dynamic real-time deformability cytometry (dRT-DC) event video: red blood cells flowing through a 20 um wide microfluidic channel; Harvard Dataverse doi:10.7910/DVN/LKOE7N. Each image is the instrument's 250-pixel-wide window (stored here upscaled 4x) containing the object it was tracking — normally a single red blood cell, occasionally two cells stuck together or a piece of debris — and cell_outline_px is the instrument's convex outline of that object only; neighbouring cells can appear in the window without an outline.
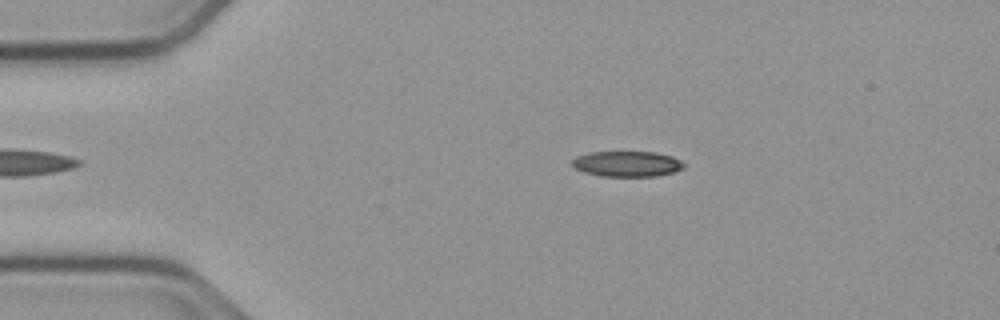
{"species": "common noctule bat (a hibernating species)", "species_latin": "Nyctalus noctula", "temperature_condition": "cold", "stored_images_in_passage": 48, "camera_frame_rate_fps": 3000, "um_per_image_px": 0.085, "animal": {"sex": "male", "body_mass_g": 23.1, "forearm_length_mm": 52.7}, "frame": {"image": 1, "passage_image": 11, "time_ms": 3.333, "image_size_px": [1000, 320], "cell_outline_px": [[684, 168], [672, 172], [656, 176], [604, 176], [584, 172], [576, 168], [572, 164], [572, 160], [576, 156], [588, 152], [656, 152], [672, 156], [680, 160], [684, 164]], "centroid_in_image_um": [53.3, 13.92], "position_along_channel_um": 31.7, "area_um2": 16.53}}
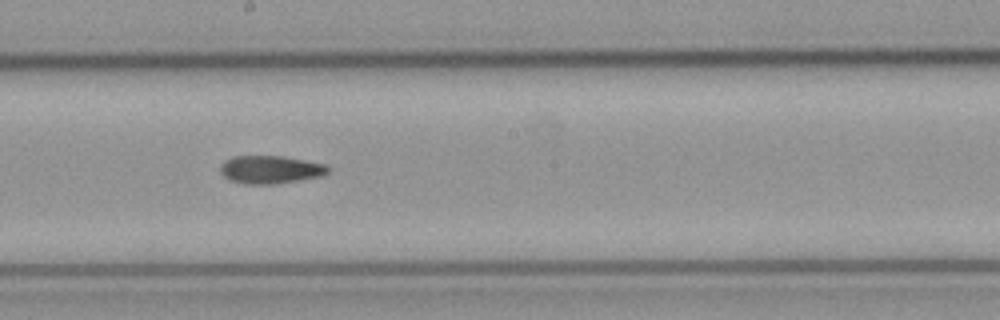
{"frame": {"image": 2, "passage_image": 30, "time_ms": 9.667, "image_size_px": [1000, 320], "cell_outline_px": [[328, 172], [320, 176], [276, 184], [244, 184], [228, 180], [220, 172], [220, 168], [224, 160], [232, 156], [280, 156], [324, 164], [328, 168]], "centroid_in_image_um": [22.91, 14.42], "position_along_channel_um": 225.3, "area_um2": 17.4}}
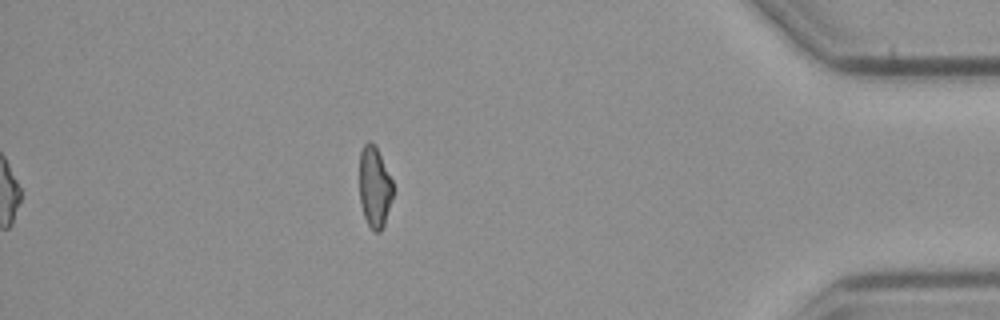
{"frame": {"image": 3, "passage_image": 48, "time_ms": 15.667, "image_size_px": [1000, 320], "cell_outline_px": [[392, 196], [384, 224], [380, 232], [372, 232], [364, 216], [360, 204], [360, 152], [364, 144], [368, 140], [376, 148], [392, 180]], "centroid_in_image_um": [31.82, 15.94], "position_along_channel_um": 403.4, "area_um2": 15.49}, "authors_computed_cell_mechanics": {"area_um2": 17.2244, "velocity_mm_per_s": 3.775, "shape_relaxation_time_tau1_ms": null, "shape_relaxation_time_tau2_ms": 5.6909, "deformation_change_tau1": null, "deformation_change_tau2": 0.1449}}